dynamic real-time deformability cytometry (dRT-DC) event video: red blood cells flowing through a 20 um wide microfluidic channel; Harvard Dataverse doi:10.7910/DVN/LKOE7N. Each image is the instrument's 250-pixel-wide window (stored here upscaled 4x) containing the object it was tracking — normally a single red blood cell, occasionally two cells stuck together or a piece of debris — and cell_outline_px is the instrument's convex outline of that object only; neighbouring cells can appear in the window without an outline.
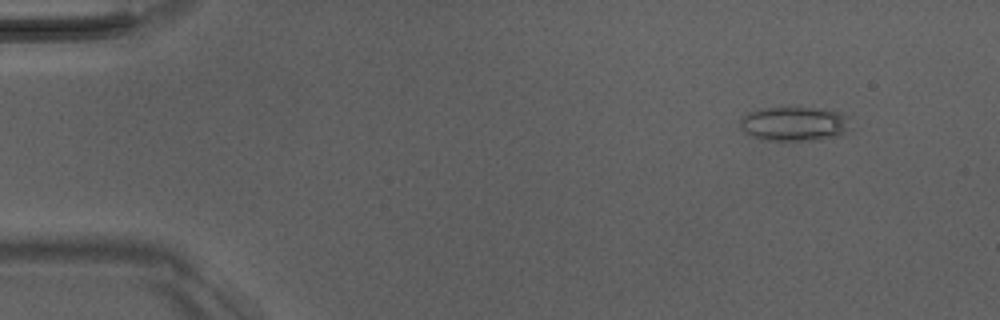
{"species": "Egyptian fruit bat (a non-hibernating species)", "species_latin": "Rousettus aegyptiacus", "temperature_condition": "room temperature", "stored_images_in_passage": 36, "camera_frame_rate_fps": 3000, "um_per_image_px": 0.085, "animal": {"sex": "male"}, "frame": {"image": 1, "passage_image": 1, "time_ms": 0.0, "image_size_px": [1000, 320], "cell_outline_px": [[852, 128], [836, 136], [820, 140], [764, 140], [752, 136], [744, 132], [740, 128], [740, 120], [748, 112], [764, 108], [816, 108], [840, 112], [848, 116]], "centroid_in_image_um": [67.54, 10.53], "position_along_channel_um": 17.5, "area_um2": 22.14}}
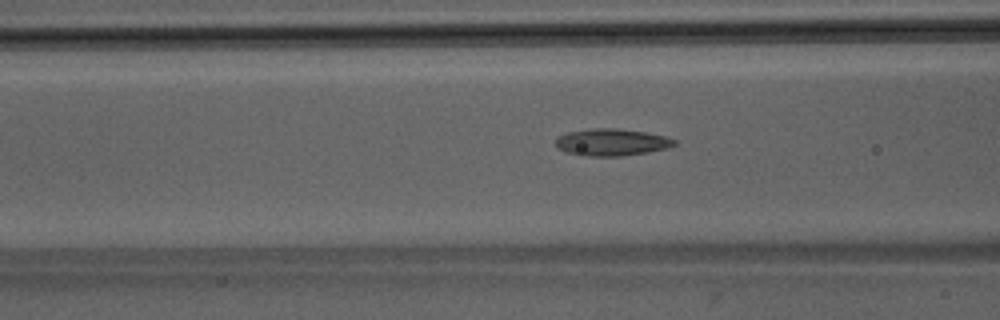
{"frame": {"image": 2, "passage_image": 16, "time_ms": 5.0, "image_size_px": [1000, 320], "cell_outline_px": [[676, 144], [668, 148], [648, 152], [620, 156], [588, 156], [564, 152], [556, 148], [556, 140], [560, 136], [568, 132], [592, 128], [616, 128], [644, 132], [664, 136], [676, 140]], "centroid_in_image_um": [51.98, 12.09], "position_along_channel_um": 114.6, "area_um2": 18.61}}
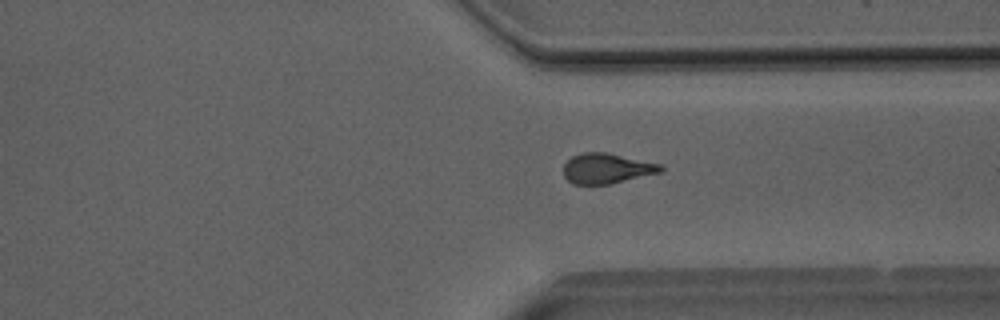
{"frame": {"image": 3, "passage_image": 34, "time_ms": 11.0, "image_size_px": [1000, 320], "cell_outline_px": [[664, 172], [608, 184], [572, 184], [564, 176], [564, 164], [572, 156], [584, 152], [608, 152], [664, 164]], "centroid_in_image_um": [51.64, 14.3], "position_along_channel_um": 359.8, "area_um2": 17.4}, "authors_computed_cell_mechanics": {"area_um2": 17.8602, "velocity_mm_per_s": 4.0897, "shape_relaxation_time_tau1_ms": 9.2023, "shape_relaxation_time_tau2_ms": 2.2034, "deformation_change_tau1": 0.2244, "deformation_change_tau2": 0.1175}}